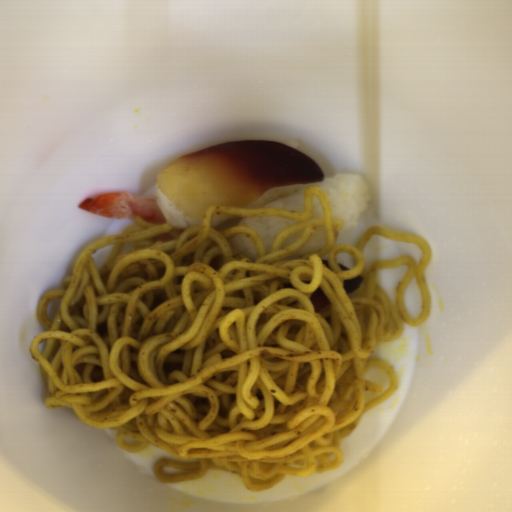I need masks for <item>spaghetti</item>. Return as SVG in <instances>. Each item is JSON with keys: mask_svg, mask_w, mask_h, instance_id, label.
<instances>
[{"mask_svg": "<svg viewBox=\"0 0 512 512\" xmlns=\"http://www.w3.org/2000/svg\"><path fill=\"white\" fill-rule=\"evenodd\" d=\"M314 195L323 217L311 220ZM217 214L300 223L265 252L249 227L212 228ZM134 219L121 234L87 245L72 275L39 298L43 331L29 351L47 386L45 406L71 408L83 425L116 431L126 453L152 446L183 458L154 462L160 484L223 470L255 494L286 476L338 469L343 441L399 387L390 365L370 358L380 343L400 337L404 324L418 327L432 313L430 244L377 225L354 245L337 244L344 220L333 216L325 191L310 185L301 210L218 203L201 225ZM318 227L324 245L300 255ZM166 232L175 240L149 241ZM238 234L253 241L256 260L231 247ZM376 234L418 245L420 260L377 261L367 271L362 250ZM112 244L97 270L92 254ZM338 253L353 257L352 270L341 271ZM403 264L409 268L391 303L377 272ZM359 275V288L346 294L343 279ZM413 276L423 300L414 319L403 305ZM319 287L331 303L317 313L309 298ZM57 298L60 308L48 320V303ZM374 367L388 371V389L365 381Z\"/></svg>", "mask_w": 512, "mask_h": 512, "instance_id": "1", "label": "spaghetti"}]
</instances>
